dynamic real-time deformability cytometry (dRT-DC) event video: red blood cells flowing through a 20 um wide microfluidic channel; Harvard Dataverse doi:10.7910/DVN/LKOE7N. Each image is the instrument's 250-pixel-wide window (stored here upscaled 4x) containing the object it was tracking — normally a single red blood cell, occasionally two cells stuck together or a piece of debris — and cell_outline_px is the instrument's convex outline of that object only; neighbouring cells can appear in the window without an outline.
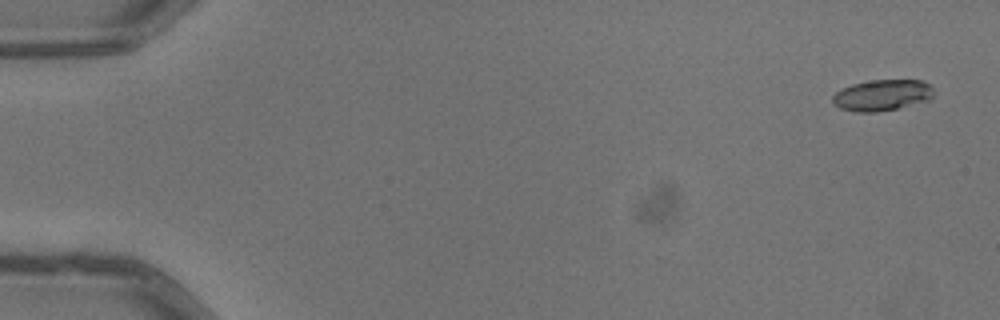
{"species": "common noctule bat (a hibernating species)", "species_latin": "Nyctalus noctula", "temperature_condition": "warm", "stored_images_in_passage": 5, "camera_frame_rate_fps": 3000, "um_per_image_px": 0.085, "animal": {"sex": "male", "body_mass_g": 13.3}, "frame": {"image": 1, "passage_image": 1, "time_ms": 0.0, "image_size_px": [1000, 320], "cell_outline_px": [[936, 92], [932, 100], [896, 108], [876, 112], [856, 112], [840, 108], [832, 104], [832, 96], [836, 92], [852, 84], [872, 80], [924, 80]], "centroid_in_image_um": [75.02, 8.09], "position_along_channel_um": 10.0, "area_um2": 18.5}}
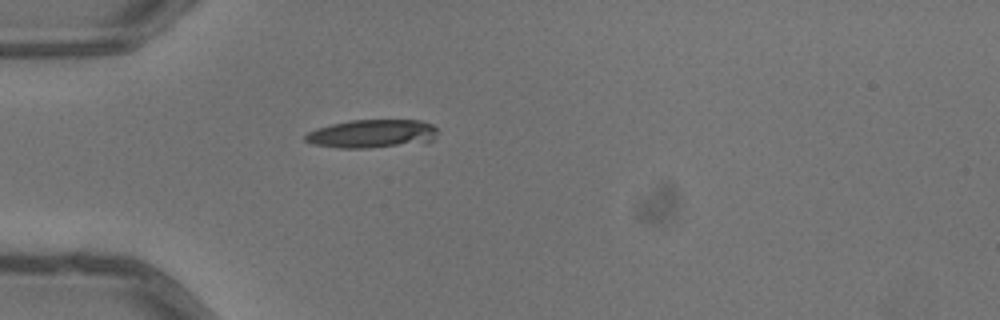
{"frame": {"image": 2, "passage_image": 5, "time_ms": 1.333, "image_size_px": [1000, 320], "cell_outline_px": [[436, 136], [428, 144], [368, 148], [340, 148], [312, 144], [304, 140], [304, 136], [308, 132], [316, 128], [332, 124], [352, 120], [420, 120], [432, 124], [436, 128]], "centroid_in_image_um": [31.68, 11.39], "position_along_channel_um": 53.3, "area_um2": 22.31}}